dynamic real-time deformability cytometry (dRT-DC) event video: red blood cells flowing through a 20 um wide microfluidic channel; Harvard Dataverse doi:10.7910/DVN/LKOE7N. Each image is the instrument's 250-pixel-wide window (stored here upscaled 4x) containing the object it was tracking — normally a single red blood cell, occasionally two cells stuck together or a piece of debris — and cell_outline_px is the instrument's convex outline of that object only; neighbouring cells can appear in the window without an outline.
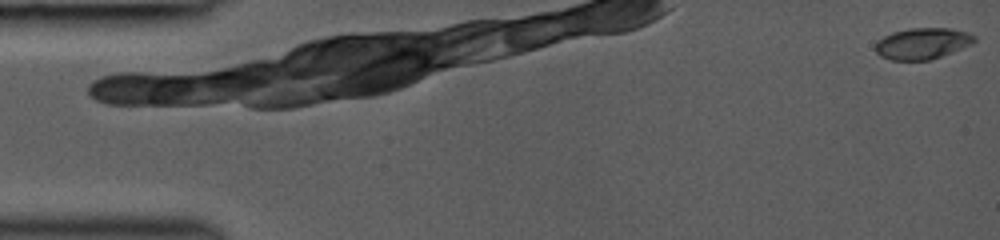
{"species": "common noctule bat (a hibernating species)", "species_latin": "Nyctalus noctula", "temperature_condition": "room temperature", "stored_images_in_passage": 8, "camera_frame_rate_fps": 3000, "um_per_image_px": 0.085, "animal": {"sex": "female", "body_mass_g": 19.0, "forearm_length_mm": 53.3}, "frame": {"image": 1, "passage_image": 1, "time_ms": 0.0, "image_size_px": [1000, 240], "cell_outline_px": [[976, 40], [972, 44], [932, 60], [892, 60], [880, 56], [876, 52], [876, 40], [892, 32], [908, 28], [948, 28], [968, 32], [976, 36]], "centroid_in_image_um": [78.41, 3.69], "position_along_channel_um": 6.6, "area_um2": 18.15}}